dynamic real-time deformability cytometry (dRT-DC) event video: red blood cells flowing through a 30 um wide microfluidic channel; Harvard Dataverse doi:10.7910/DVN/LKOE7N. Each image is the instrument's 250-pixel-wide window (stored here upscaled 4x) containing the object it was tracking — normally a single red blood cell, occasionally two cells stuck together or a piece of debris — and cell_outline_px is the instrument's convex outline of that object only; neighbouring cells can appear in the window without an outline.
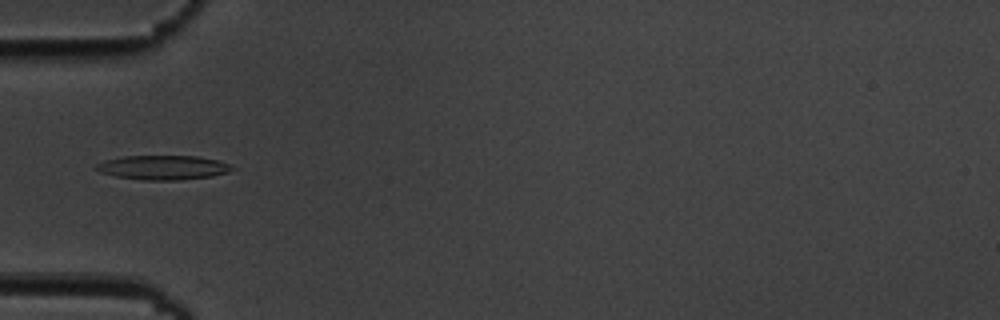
{"species": "common noctule bat (a hibernating species)", "species_latin": "Nyctalus noctula", "temperature_condition": "cold", "stored_images_in_passage": 6, "camera_frame_rate_fps": 3000, "um_per_image_px": 0.085, "animal": {"sex": "male", "body_mass_g": 19.5, "forearm_length_mm": 54.6}, "frame": {"image": 1, "passage_image": 6, "time_ms": 5.667, "image_size_px": [1000, 320], "cell_outline_px": [[236, 168], [228, 172], [212, 176], [176, 180], [144, 180], [116, 176], [100, 172], [92, 168], [96, 164], [104, 160], [124, 156], [196, 156], [216, 160], [228, 164]], "centroid_in_image_um": [13.82, 14.23], "position_along_channel_um": 71.2, "area_um2": 19.19}}